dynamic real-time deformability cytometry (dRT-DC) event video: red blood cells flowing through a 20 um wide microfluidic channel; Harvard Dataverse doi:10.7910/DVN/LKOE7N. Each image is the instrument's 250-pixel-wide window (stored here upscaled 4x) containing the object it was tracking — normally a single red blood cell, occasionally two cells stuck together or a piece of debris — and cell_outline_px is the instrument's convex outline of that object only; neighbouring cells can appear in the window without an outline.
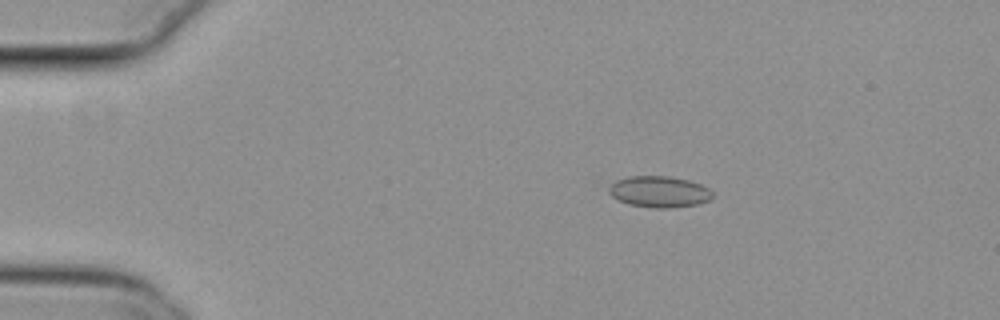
{"species": "common noctule bat (a hibernating species)", "species_latin": "Nyctalus noctula", "temperature_condition": "cold", "stored_images_in_passage": 49, "camera_frame_rate_fps": 3000, "um_per_image_px": 0.085, "animal": {"sex": "female", "body_mass_g": 29.2, "forearm_length_mm": 56.3}, "frame": {"image": 1, "passage_image": 5, "time_ms": 1.333, "image_size_px": [1000, 320], "cell_outline_px": [[712, 200], [696, 204], [668, 208], [652, 208], [628, 204], [612, 196], [608, 192], [608, 188], [616, 180], [628, 176], [668, 176], [688, 180], [700, 184], [708, 188], [712, 192]], "centroid_in_image_um": [56.03, 16.29], "position_along_channel_um": 29.0, "area_um2": 18.84}}
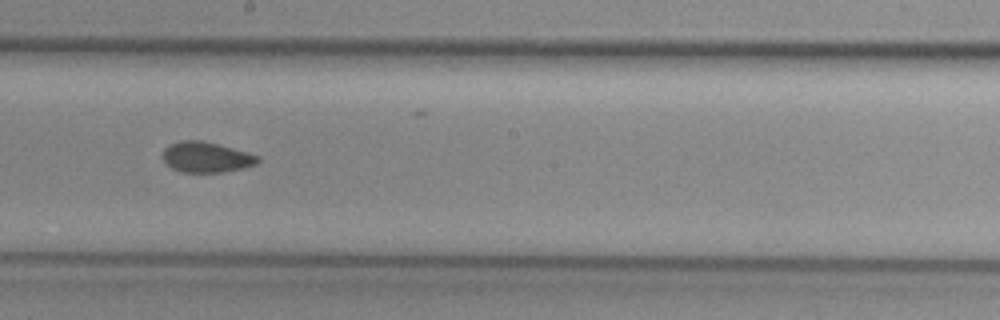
{"frame": {"image": 2, "passage_image": 26, "time_ms": 8.333, "image_size_px": [1000, 320], "cell_outline_px": [[260, 160], [256, 164], [244, 168], [224, 172], [180, 172], [172, 168], [164, 160], [164, 148], [180, 140], [200, 140], [216, 144], [260, 156]], "centroid_in_image_um": [17.55, 13.37], "position_along_channel_um": 230.7, "area_um2": 16.65}}
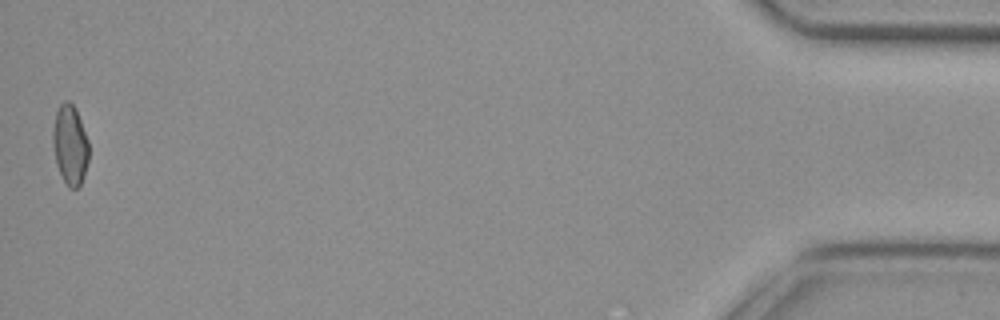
{"frame": {"image": 3, "passage_image": 49, "time_ms": 16.0, "image_size_px": [1000, 320], "cell_outline_px": [[88, 160], [84, 176], [80, 184], [76, 188], [68, 188], [56, 164], [52, 140], [52, 132], [56, 112], [60, 104], [64, 100], [68, 100], [76, 108], [88, 140]], "centroid_in_image_um": [5.95, 12.29], "position_along_channel_um": 429.3, "area_um2": 16.7}, "authors_computed_cell_mechanics": {"area_um2": 17.1088, "velocity_mm_per_s": 3.8184, "shape_relaxation_time_tau1_ms": null, "shape_relaxation_time_tau2_ms": 3.0375, "deformation_change_tau1": null, "deformation_change_tau2": 0.0712}}